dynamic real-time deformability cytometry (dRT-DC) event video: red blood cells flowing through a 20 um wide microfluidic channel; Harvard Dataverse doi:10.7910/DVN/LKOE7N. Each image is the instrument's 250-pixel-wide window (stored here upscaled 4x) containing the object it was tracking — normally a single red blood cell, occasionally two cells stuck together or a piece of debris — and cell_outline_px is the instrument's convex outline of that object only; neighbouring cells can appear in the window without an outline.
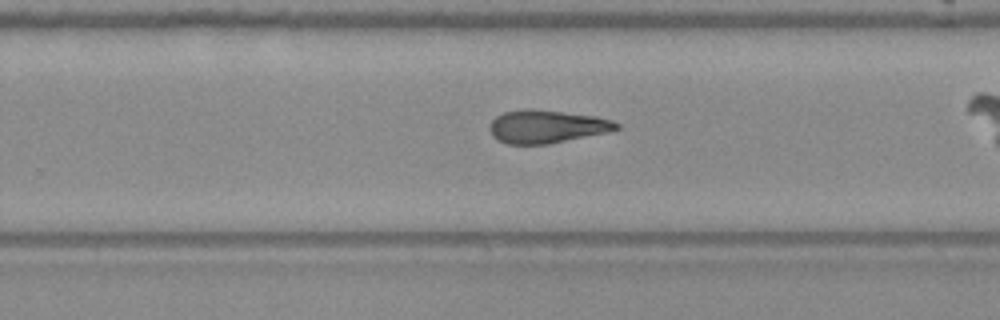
{"species": "Egyptian fruit bat (a non-hibernating species)", "species_latin": "Rousettus aegyptiacus", "temperature_condition": "warm", "stored_images_in_passage": 40, "camera_frame_rate_fps": 3000, "um_per_image_px": 0.085, "frame": {"image": 1, "passage_image": 23, "time_ms": 7.333, "image_size_px": [1000, 320], "cell_outline_px": [[620, 128], [608, 132], [548, 144], [508, 144], [496, 140], [492, 136], [488, 128], [488, 124], [496, 116], [504, 112], [524, 108], [528, 108], [596, 116], [612, 120], [620, 124]], "centroid_in_image_um": [46.43, 10.75], "position_along_channel_um": 283.4, "area_um2": 24.57}}
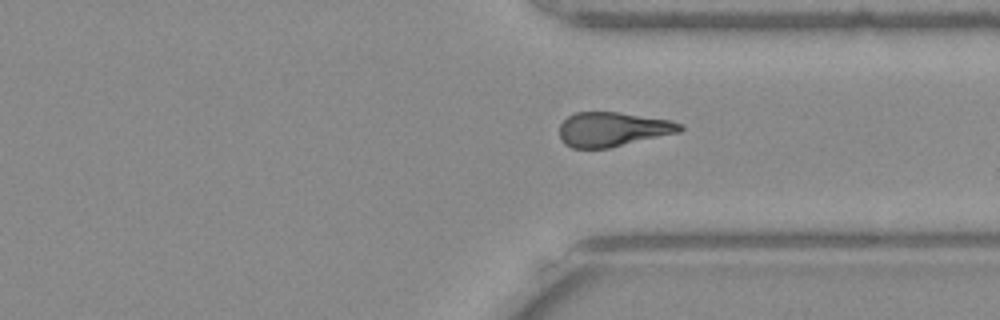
{"frame": {"image": 2, "passage_image": 29, "time_ms": 9.333, "image_size_px": [1000, 320], "cell_outline_px": [[684, 128], [680, 132], [608, 148], [572, 148], [564, 144], [560, 140], [560, 124], [568, 116], [576, 112], [620, 112], [672, 120], [684, 124]], "centroid_in_image_um": [52.1, 10.98], "position_along_channel_um": 359.3, "area_um2": 24.33}}